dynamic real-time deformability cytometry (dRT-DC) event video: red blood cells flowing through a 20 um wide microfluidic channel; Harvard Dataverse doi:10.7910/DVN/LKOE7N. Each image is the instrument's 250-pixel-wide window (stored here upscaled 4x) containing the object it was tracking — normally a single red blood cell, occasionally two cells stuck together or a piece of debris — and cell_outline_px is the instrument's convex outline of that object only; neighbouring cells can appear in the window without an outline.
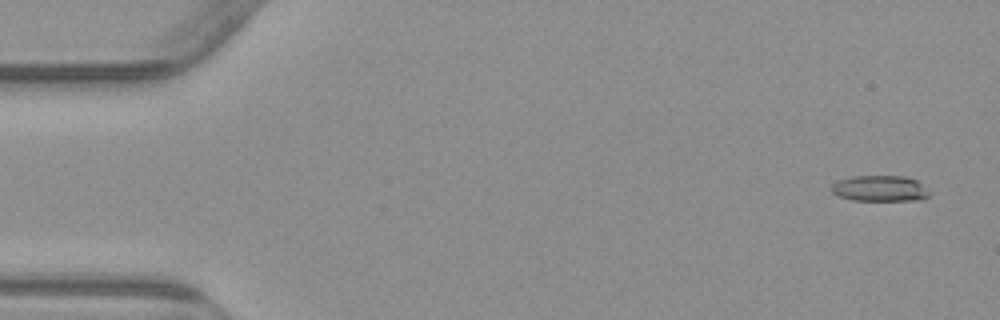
{"species": "common noctule bat (a hibernating species)", "species_latin": "Nyctalus noctula", "temperature_condition": "warm", "stored_images_in_passage": 5, "camera_frame_rate_fps": 3000, "um_per_image_px": 0.085, "animal": {"sex": "male", "body_mass_g": 23.1, "forearm_length_mm": 52.7}, "frame": {"image": 1, "passage_image": 1, "time_ms": 0.0, "image_size_px": [1000, 320], "cell_outline_px": [[932, 192], [924, 200], [852, 200], [840, 196], [832, 192], [832, 184], [836, 180], [852, 176], [904, 176], [916, 180]], "centroid_in_image_um": [74.82, 16.02], "position_along_channel_um": 10.2, "area_um2": 14.85}}
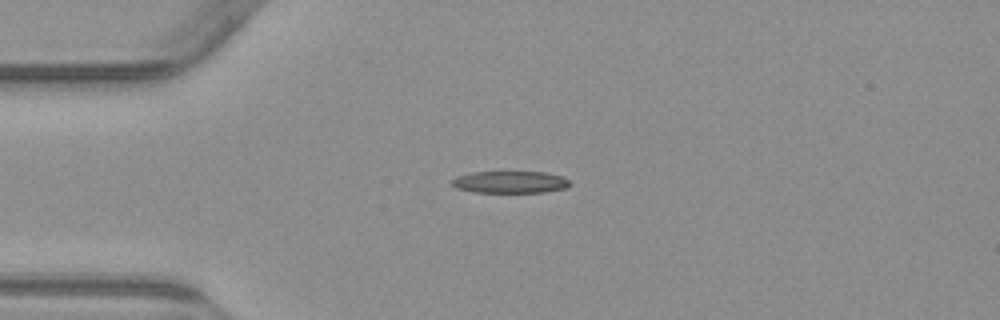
{"frame": {"image": 2, "passage_image": 4, "time_ms": 3.667, "image_size_px": [1000, 320], "cell_outline_px": [[572, 184], [568, 188], [544, 192], [472, 192], [456, 188], [452, 184], [452, 180], [456, 176], [472, 172], [544, 172], [560, 176], [568, 180]], "centroid_in_image_um": [43.36, 15.48], "position_along_channel_um": 41.6, "area_um2": 15.14}}